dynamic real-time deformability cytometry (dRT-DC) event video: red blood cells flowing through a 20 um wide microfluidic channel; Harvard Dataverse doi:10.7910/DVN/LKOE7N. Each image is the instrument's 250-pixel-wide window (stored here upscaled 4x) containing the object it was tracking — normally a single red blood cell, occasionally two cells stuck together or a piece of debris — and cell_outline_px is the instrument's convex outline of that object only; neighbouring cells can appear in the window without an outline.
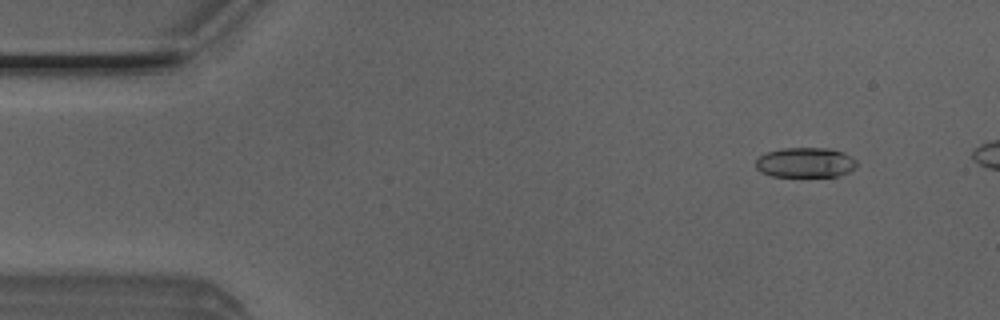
{"species": "Egyptian fruit bat (a non-hibernating species)", "species_latin": "Rousettus aegyptiacus", "temperature_condition": "room temperature", "stored_images_in_passage": 46, "camera_frame_rate_fps": 3000, "um_per_image_px": 0.085, "animal": {"sex": "male"}, "frame": {"image": 1, "passage_image": 5, "time_ms": 1.333, "image_size_px": [1000, 320], "cell_outline_px": [[856, 168], [848, 172], [836, 176], [772, 176], [760, 172], [756, 168], [756, 160], [760, 156], [768, 152], [784, 148], [828, 148], [844, 152], [852, 156], [856, 160]], "centroid_in_image_um": [68.48, 13.81], "position_along_channel_um": 16.5, "area_um2": 17.63}}
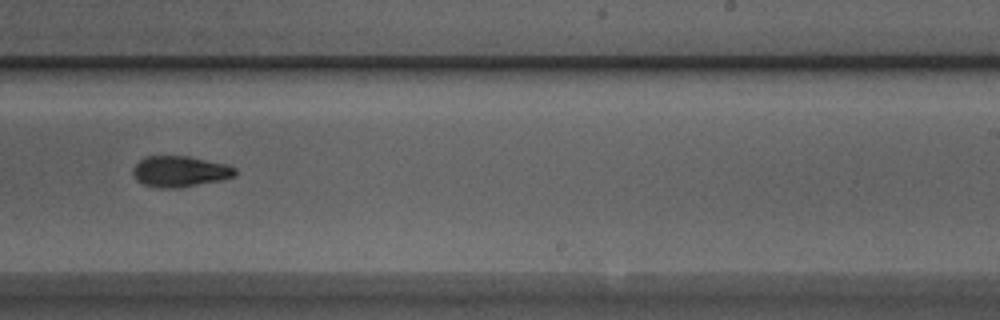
{"frame": {"image": 2, "passage_image": 31, "time_ms": 10.0, "image_size_px": [1000, 320], "cell_outline_px": [[236, 176], [220, 180], [180, 188], [160, 188], [144, 184], [136, 180], [132, 172], [132, 168], [144, 156], [188, 156], [228, 164], [236, 168]], "centroid_in_image_um": [15.3, 14.57], "position_along_channel_um": 273.7, "area_um2": 18.55}}
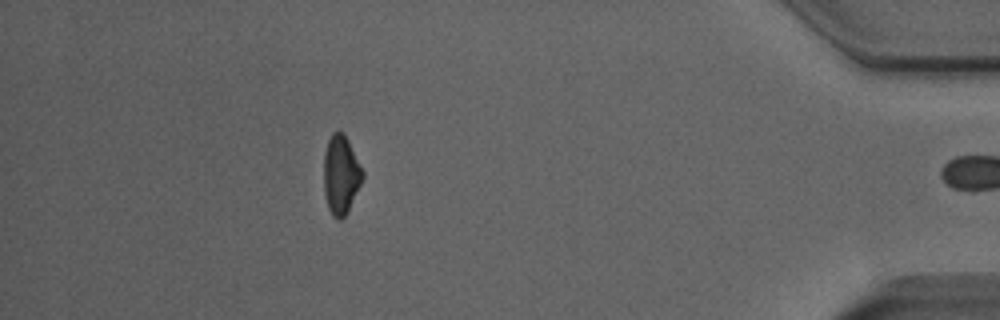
{"frame": {"image": 3, "passage_image": 45, "time_ms": 14.667, "image_size_px": [1000, 320], "cell_outline_px": [[364, 176], [348, 212], [340, 220], [336, 220], [332, 216], [328, 208], [324, 192], [324, 152], [328, 140], [332, 132], [344, 132], [364, 172]], "centroid_in_image_um": [28.97, 14.87], "position_along_channel_um": 406.2, "area_um2": 17.92}, "authors_computed_cell_mechanics": {"area_um2": 18.4093, "velocity_mm_per_s": 4.0341, "shape_relaxation_time_tau1_ms": 4.5618, "shape_relaxation_time_tau2_ms": 6.9764, "deformation_change_tau1": 0.1663, "deformation_change_tau2": 0.1426}}